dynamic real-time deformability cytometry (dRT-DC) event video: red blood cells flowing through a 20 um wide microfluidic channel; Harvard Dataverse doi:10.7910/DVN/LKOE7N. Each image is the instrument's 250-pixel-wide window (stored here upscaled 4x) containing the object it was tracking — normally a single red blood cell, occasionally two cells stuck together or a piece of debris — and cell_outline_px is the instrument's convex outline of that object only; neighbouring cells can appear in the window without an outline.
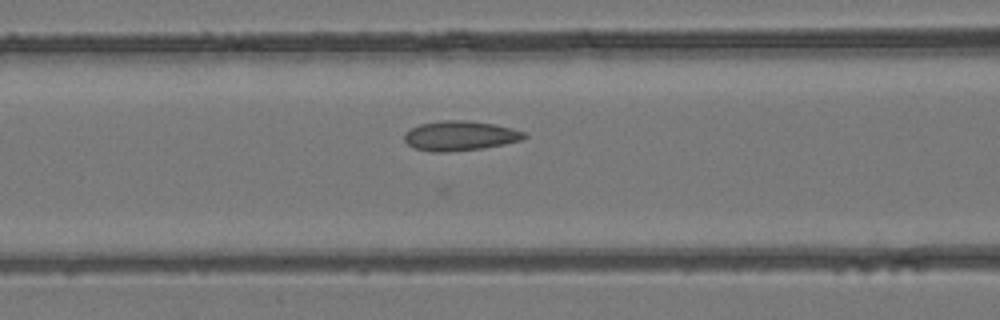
{"species": "common noctule bat (a hibernating species)", "species_latin": "Nyctalus noctula", "temperature_condition": "room temperature", "stored_images_in_passage": 20, "camera_frame_rate_fps": 3000, "um_per_image_px": 0.085, "animal": {"sex": "female", "body_mass_g": 24.6, "forearm_length_mm": 56.2}, "frame": {"image": 1, "passage_image": 7, "time_ms": 2.0, "image_size_px": [1000, 320], "cell_outline_px": [[528, 136], [524, 140], [484, 148], [448, 152], [432, 152], [412, 148], [404, 140], [404, 132], [420, 124], [440, 120], [468, 120], [496, 124], [512, 128], [524, 132]], "centroid_in_image_um": [39.11, 11.54], "position_along_channel_um": 127.5, "area_um2": 21.1}}
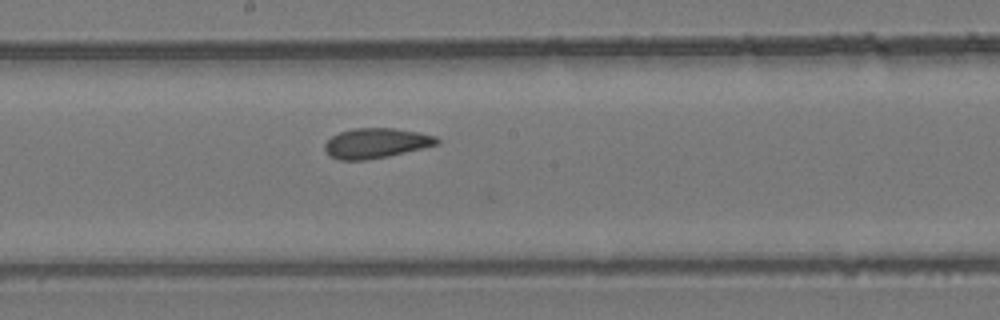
{"frame": {"image": 2, "passage_image": 13, "time_ms": 4.0, "image_size_px": [1000, 320], "cell_outline_px": [[440, 144], [424, 148], [388, 156], [364, 160], [340, 160], [328, 156], [324, 148], [324, 144], [332, 136], [340, 132], [352, 128], [392, 128], [416, 132], [436, 136], [440, 140]], "centroid_in_image_um": [31.95, 12.17], "position_along_channel_um": 216.2, "area_um2": 19.65}}
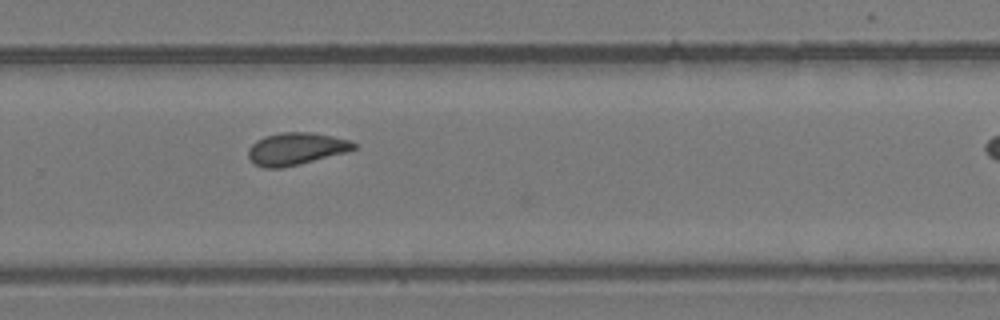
{"frame": {"image": 3, "passage_image": 19, "time_ms": 6.0, "image_size_px": [1000, 320], "cell_outline_px": [[356, 148], [348, 152], [300, 164], [280, 168], [264, 168], [256, 164], [248, 156], [248, 148], [256, 140], [264, 136], [280, 132], [312, 132], [332, 136], [348, 140], [356, 144]], "centroid_in_image_um": [25.16, 12.64], "position_along_channel_um": 304.6, "area_um2": 19.88}}